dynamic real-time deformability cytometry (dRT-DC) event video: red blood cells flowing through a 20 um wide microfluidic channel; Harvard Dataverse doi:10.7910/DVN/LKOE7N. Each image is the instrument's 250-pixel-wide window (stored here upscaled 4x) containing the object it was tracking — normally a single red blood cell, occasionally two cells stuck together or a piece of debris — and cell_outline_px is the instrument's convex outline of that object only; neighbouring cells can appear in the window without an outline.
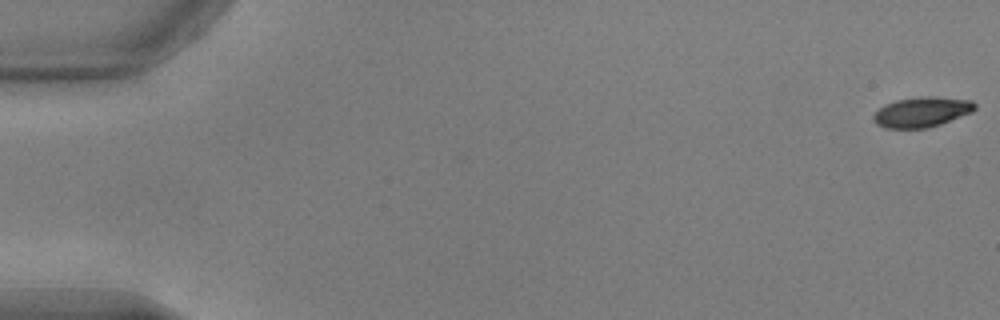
{"species": "common noctule bat (a hibernating species)", "species_latin": "Nyctalus noctula", "temperature_condition": "warm", "stored_images_in_passage": 54, "camera_frame_rate_fps": 3000, "um_per_image_px": 0.085, "animal": {"sex": "male", "body_mass_g": 17.9, "forearm_length_mm": 54.2}, "frame": {"image": 1, "passage_image": 1, "time_ms": 0.0, "image_size_px": [1000, 320], "cell_outline_px": [[976, 108], [972, 112], [940, 124], [928, 128], [884, 128], [876, 124], [872, 120], [872, 116], [884, 104], [896, 100], [920, 96], [932, 96], [972, 100], [976, 104]], "centroid_in_image_um": [78.34, 9.51], "position_along_channel_um": 6.7, "area_um2": 17.92}}
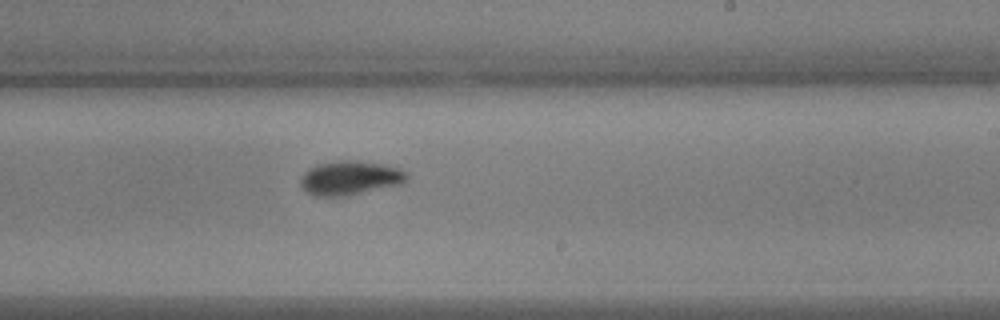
{"frame": {"image": 2, "passage_image": 33, "time_ms": 10.667, "image_size_px": [1000, 320], "cell_outline_px": [[408, 180], [400, 184], [344, 196], [316, 196], [308, 192], [300, 184], [300, 176], [308, 168], [316, 164], [340, 160], [352, 160], [384, 164], [400, 168], [408, 172]], "centroid_in_image_um": [29.75, 15.1], "position_along_channel_um": 259.2, "area_um2": 21.15}}
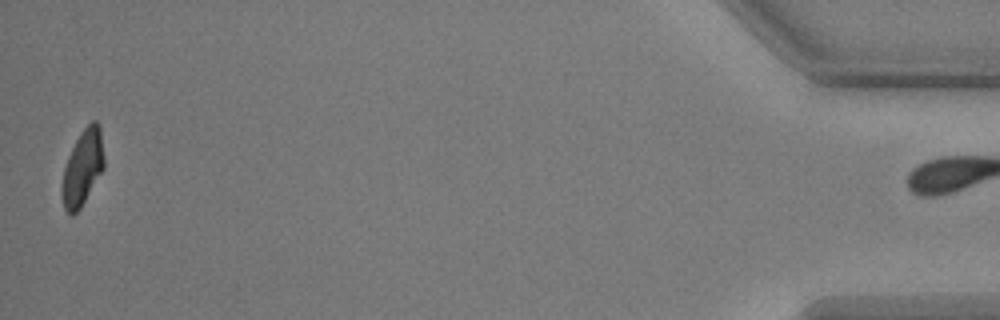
{"frame": {"image": 3, "passage_image": 53, "time_ms": 17.333, "image_size_px": [1000, 320], "cell_outline_px": [[104, 168], [80, 208], [72, 216], [64, 208], [60, 196], [60, 184], [64, 168], [68, 156], [80, 132], [92, 120], [96, 120], [100, 124], [104, 156]], "centroid_in_image_um": [7.0, 14.25], "position_along_channel_um": 428.2, "area_um2": 18.73}, "authors_computed_cell_mechanics": {"area_um2": 19.7387, "velocity_mm_per_s": 3.8354, "shape_relaxation_time_tau1_ms": 2.8406, "shape_relaxation_time_tau2_ms": 2.3271, "deformation_change_tau1": 0.1311, "deformation_change_tau2": 0.0563}}